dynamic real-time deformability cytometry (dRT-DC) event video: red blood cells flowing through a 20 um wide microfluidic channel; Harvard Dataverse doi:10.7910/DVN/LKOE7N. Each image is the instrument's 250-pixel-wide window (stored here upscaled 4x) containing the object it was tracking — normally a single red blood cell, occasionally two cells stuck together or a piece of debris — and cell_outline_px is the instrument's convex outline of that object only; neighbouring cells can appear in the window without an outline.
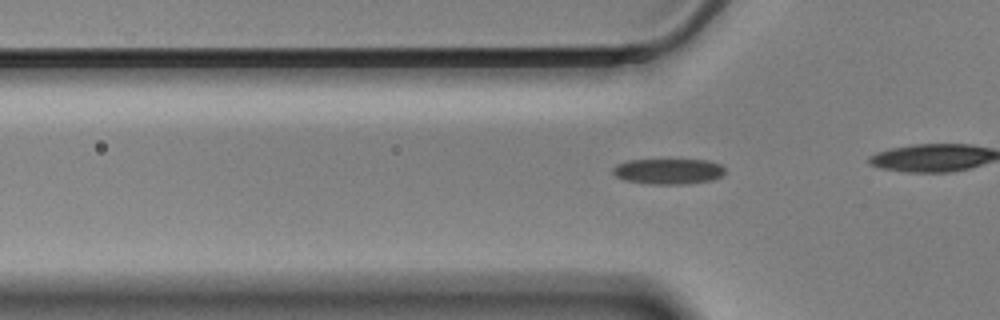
{"species": "Egyptian fruit bat (a non-hibernating species)", "species_latin": "Rousettus aegyptiacus", "temperature_condition": "cold", "stored_images_in_passage": 31, "camera_frame_rate_fps": 3000, "um_per_image_px": 0.085, "animal": {"sex": "male"}, "frame": {"image": 1, "passage_image": 4, "time_ms": 1.0, "image_size_px": [1000, 320], "cell_outline_px": [[724, 172], [720, 176], [712, 180], [684, 184], [648, 184], [624, 180], [616, 176], [612, 172], [612, 168], [616, 164], [628, 160], [708, 160], [720, 164], [724, 168]], "centroid_in_image_um": [56.77, 14.56], "position_along_channel_um": 69.0, "area_um2": 16.7}}
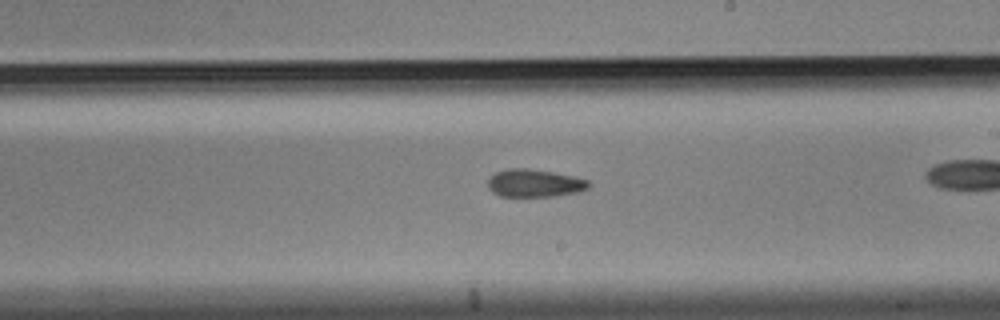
{"frame": {"image": 2, "passage_image": 19, "time_ms": 6.0, "image_size_px": [1000, 320], "cell_outline_px": [[592, 184], [588, 188], [580, 192], [552, 196], [500, 196], [492, 192], [488, 188], [488, 180], [496, 172], [508, 168], [528, 168], [552, 172], [572, 176], [588, 180]], "centroid_in_image_um": [45.44, 15.57], "position_along_channel_um": 243.6, "area_um2": 16.3}}
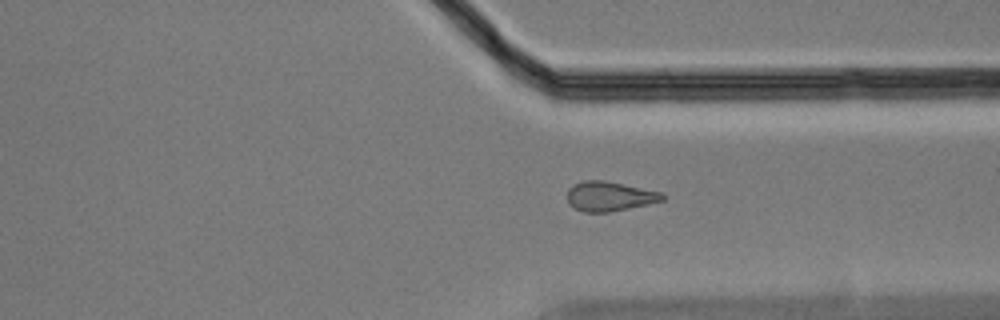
{"frame": {"image": 3, "passage_image": 29, "time_ms": 9.333, "image_size_px": [1000, 320], "cell_outline_px": [[664, 200], [648, 204], [608, 212], [584, 212], [568, 204], [568, 188], [584, 180], [604, 180], [664, 192]], "centroid_in_image_um": [51.83, 16.68], "position_along_channel_um": 359.6, "area_um2": 16.36}}